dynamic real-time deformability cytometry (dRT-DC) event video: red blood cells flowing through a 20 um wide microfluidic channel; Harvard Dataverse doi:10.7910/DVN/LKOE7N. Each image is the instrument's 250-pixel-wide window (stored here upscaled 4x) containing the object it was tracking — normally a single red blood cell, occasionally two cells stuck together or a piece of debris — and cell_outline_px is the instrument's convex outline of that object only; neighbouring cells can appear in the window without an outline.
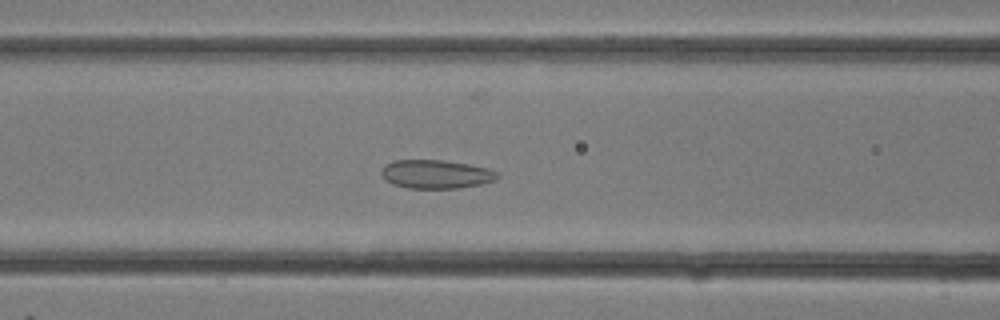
{"species": "common noctule bat (a hibernating species)", "species_latin": "Nyctalus noctula", "temperature_condition": "room temperature", "stored_images_in_passage": 16, "camera_frame_rate_fps": 3000, "um_per_image_px": 0.085, "animal": {"sex": "female"}, "frame": {"image": 1, "passage_image": 12, "time_ms": 3.667, "image_size_px": [1000, 320], "cell_outline_px": [[500, 176], [496, 180], [480, 184], [460, 188], [408, 188], [392, 184], [384, 180], [380, 172], [384, 164], [392, 160], [444, 160], [468, 164], [488, 168], [500, 172]], "centroid_in_image_um": [37.05, 14.8], "position_along_channel_um": 129.5, "area_um2": 19.65}}
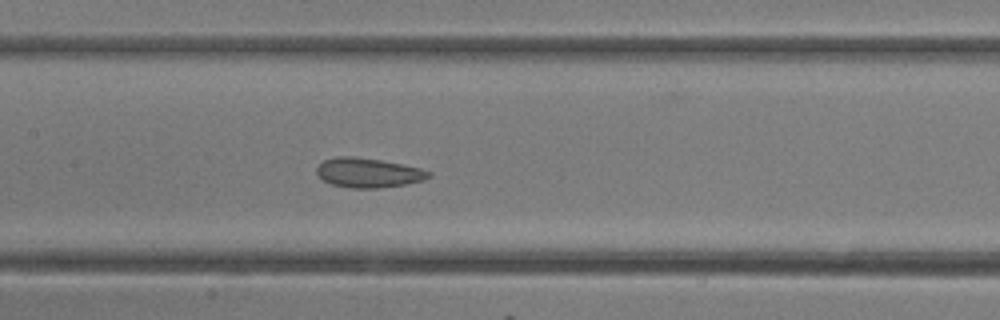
{"frame": {"image": 2, "passage_image": 14, "time_ms": 4.333, "image_size_px": [1000, 320], "cell_outline_px": [[432, 176], [424, 180], [404, 184], [376, 188], [352, 188], [332, 184], [324, 180], [316, 172], [316, 168], [324, 160], [340, 156], [352, 156], [380, 160], [404, 164], [420, 168], [432, 172]], "centroid_in_image_um": [31.33, 14.68], "position_along_channel_um": 176.1, "area_um2": 19.13}}
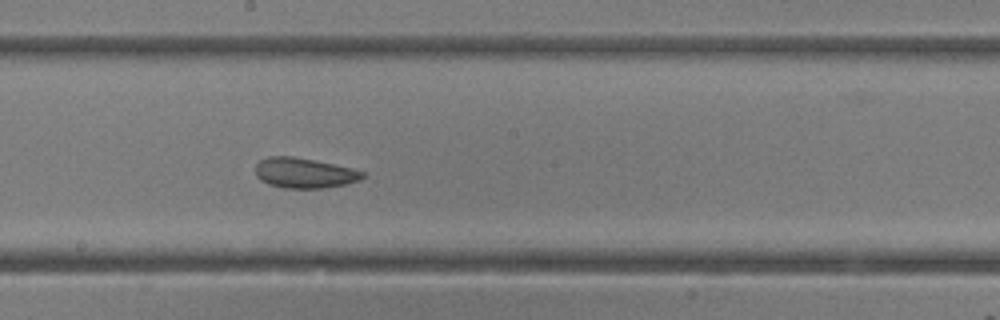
{"frame": {"image": 3, "passage_image": 16, "time_ms": 5.0, "image_size_px": [1000, 320], "cell_outline_px": [[364, 176], [360, 180], [348, 184], [324, 188], [284, 188], [268, 184], [260, 180], [256, 176], [256, 164], [260, 160], [268, 156], [292, 156], [352, 168], [364, 172]], "centroid_in_image_um": [25.85, 14.71], "position_along_channel_um": 222.3, "area_um2": 18.84}}